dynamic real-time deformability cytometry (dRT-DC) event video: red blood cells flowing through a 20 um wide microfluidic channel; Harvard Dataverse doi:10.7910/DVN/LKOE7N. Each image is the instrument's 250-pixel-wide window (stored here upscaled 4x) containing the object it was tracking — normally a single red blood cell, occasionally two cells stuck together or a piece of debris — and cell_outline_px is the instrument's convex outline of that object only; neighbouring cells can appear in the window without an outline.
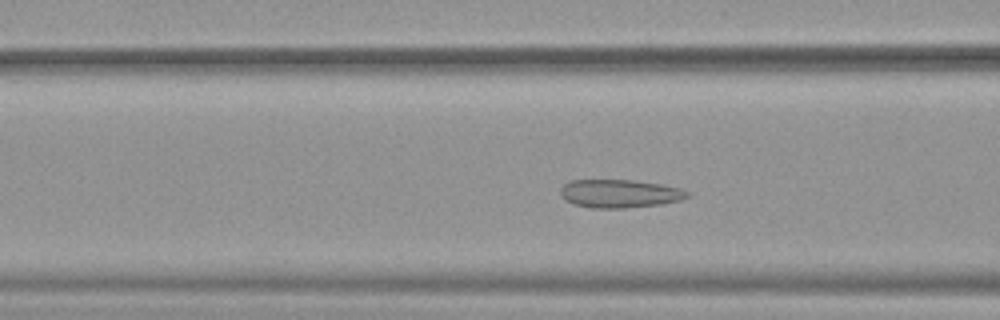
{"species": "common noctule bat (a hibernating species)", "species_latin": "Nyctalus noctula", "temperature_condition": "warm", "stored_images_in_passage": 48, "camera_frame_rate_fps": 3000, "um_per_image_px": 0.085, "animal": {"sex": "female", "body_mass_g": 19.9}, "frame": {"image": 1, "passage_image": 16, "time_ms": 5.0, "image_size_px": [1000, 320], "cell_outline_px": [[692, 196], [680, 200], [660, 204], [624, 208], [592, 208], [572, 204], [564, 200], [560, 192], [560, 188], [568, 180], [632, 180], [664, 184], [680, 188], [692, 192]], "centroid_in_image_um": [52.69, 16.45], "position_along_channel_um": 113.9, "area_um2": 21.21}}
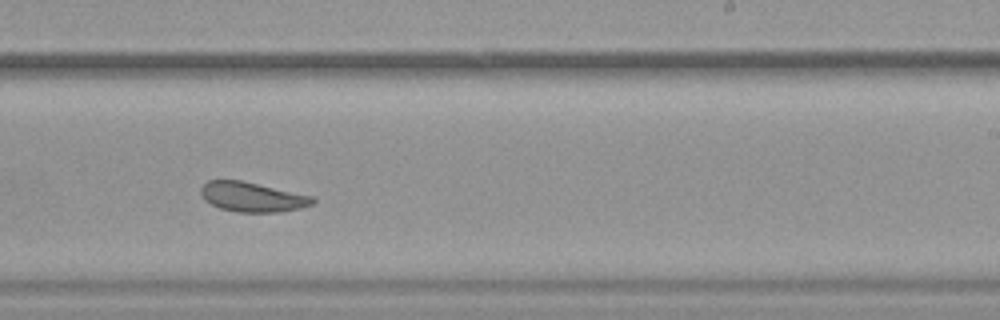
{"frame": {"image": 2, "passage_image": 28, "time_ms": 9.0, "image_size_px": [1000, 320], "cell_outline_px": [[316, 200], [312, 204], [300, 208], [280, 212], [236, 212], [220, 208], [204, 200], [200, 192], [200, 188], [208, 180], [240, 180], [312, 196]], "centroid_in_image_um": [21.42, 16.75], "position_along_channel_um": 267.6, "area_um2": 19.19}}
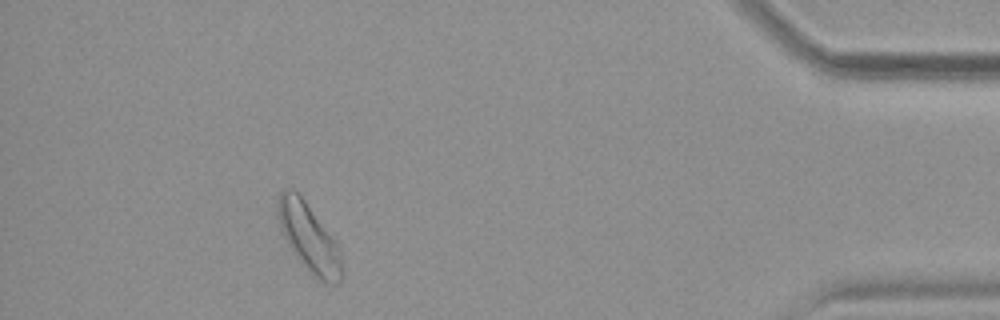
{"frame": {"image": 3, "passage_image": 43, "time_ms": 14.0, "image_size_px": [1000, 320], "cell_outline_px": [[344, 276], [336, 284], [324, 284], [316, 280], [300, 264], [288, 244], [280, 228], [276, 216], [276, 200], [280, 192], [284, 188], [292, 188], [304, 200], [340, 248], [344, 268]], "centroid_in_image_um": [26.25, 20.27], "position_along_channel_um": 408.9, "area_um2": 26.07}, "authors_computed_cell_mechanics": {"area_um2": 21.6172, "velocity_mm_per_s": 3.8542, "shape_relaxation_time_tau1_ms": null, "shape_relaxation_time_tau2_ms": 0.9784, "deformation_change_tau1": null, "deformation_change_tau2": 0.0772}}